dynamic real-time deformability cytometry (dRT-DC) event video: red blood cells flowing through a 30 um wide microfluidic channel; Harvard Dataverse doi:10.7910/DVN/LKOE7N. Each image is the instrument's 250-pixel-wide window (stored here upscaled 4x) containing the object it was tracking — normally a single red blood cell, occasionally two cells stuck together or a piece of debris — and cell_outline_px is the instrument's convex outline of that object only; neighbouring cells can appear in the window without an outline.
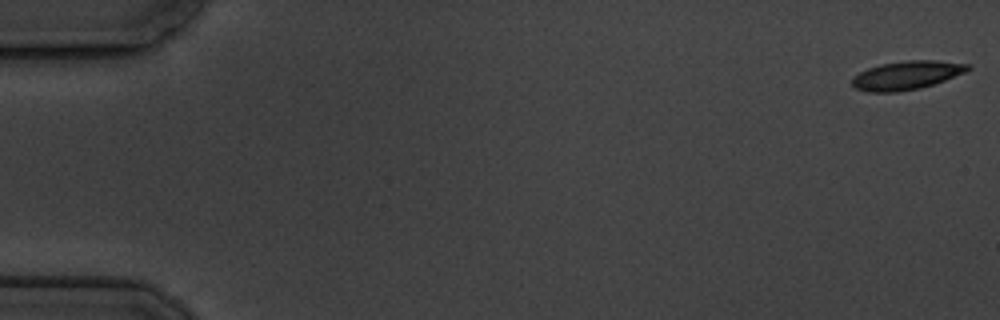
{"species": "common noctule bat (a hibernating species)", "species_latin": "Nyctalus noctula", "temperature_condition": "cold", "stored_images_in_passage": 5, "camera_frame_rate_fps": 3000, "um_per_image_px": 0.085, "animal": {"sex": "male", "body_mass_g": 19.5, "forearm_length_mm": 54.6}, "frame": {"image": 1, "passage_image": 1, "time_ms": 0.0, "image_size_px": [1000, 320], "cell_outline_px": [[972, 68], [964, 72], [944, 80], [920, 88], [896, 92], [868, 92], [856, 88], [852, 84], [852, 76], [868, 68], [880, 64], [908, 60], [936, 60], [972, 64]], "centroid_in_image_um": [77.06, 6.39], "position_along_channel_um": 7.9, "area_um2": 19.25}}
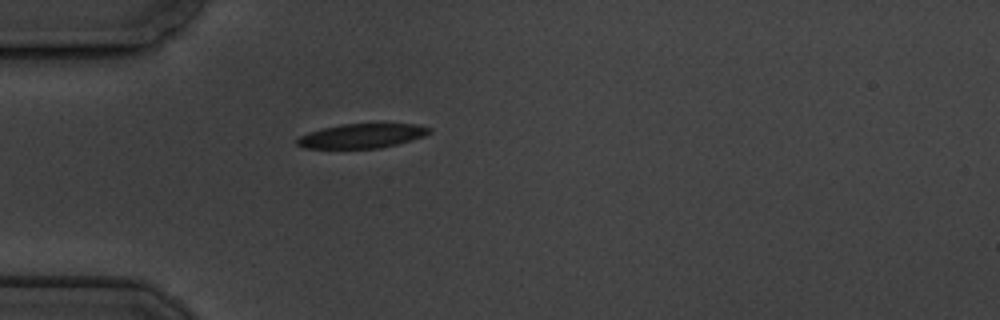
{"frame": {"image": 2, "passage_image": 5, "time_ms": 5.333, "image_size_px": [1000, 320], "cell_outline_px": [[432, 132], [424, 136], [412, 140], [380, 148], [304, 148], [296, 144], [296, 140], [300, 136], [308, 132], [324, 128], [344, 124], [416, 124], [432, 128]], "centroid_in_image_um": [30.78, 11.55], "position_along_channel_um": 54.2, "area_um2": 18.67}}